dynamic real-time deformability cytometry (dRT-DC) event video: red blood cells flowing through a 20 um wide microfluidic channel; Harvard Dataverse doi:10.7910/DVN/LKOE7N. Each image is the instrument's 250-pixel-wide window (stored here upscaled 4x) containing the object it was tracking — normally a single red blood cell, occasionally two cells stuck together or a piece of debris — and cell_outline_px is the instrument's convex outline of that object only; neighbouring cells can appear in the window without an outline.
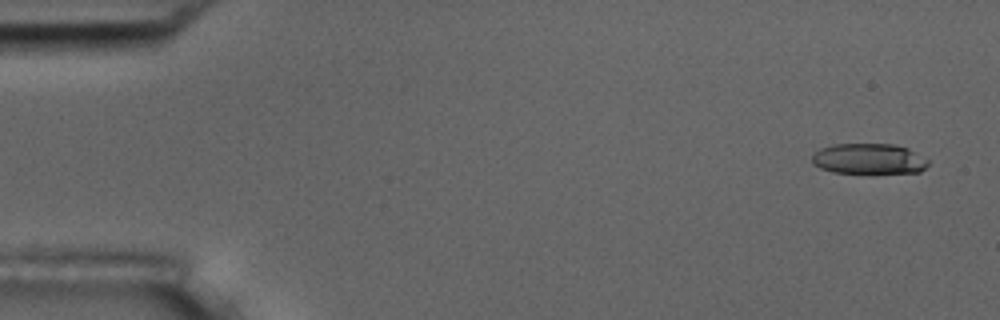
{"species": "common noctule bat (a hibernating species)", "species_latin": "Nyctalus noctula", "temperature_condition": "room temperature", "stored_images_in_passage": 5, "camera_frame_rate_fps": 3000, "um_per_image_px": 0.085, "animal": {"sex": "male", "body_mass_g": 17.5, "forearm_length_mm": 52.3}, "frame": {"image": 1, "passage_image": 1, "time_ms": 0.0, "image_size_px": [1000, 320], "cell_outline_px": [[928, 164], [920, 172], [832, 172], [820, 168], [812, 164], [812, 156], [820, 148], [832, 144], [892, 144], [908, 148], [928, 160]], "centroid_in_image_um": [73.81, 13.48], "position_along_channel_um": 11.2, "area_um2": 20.4}}
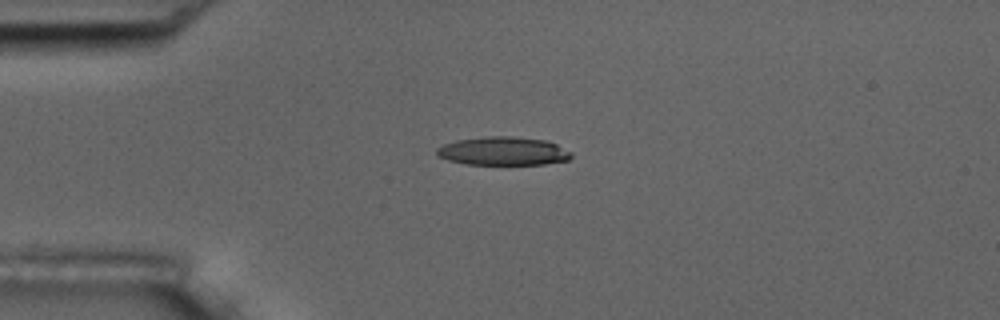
{"frame": {"image": 2, "passage_image": 4, "time_ms": 3.667, "image_size_px": [1000, 320], "cell_outline_px": [[572, 156], [568, 160], [544, 164], [468, 164], [448, 160], [440, 156], [436, 152], [436, 148], [444, 144], [456, 140], [488, 136], [512, 136], [544, 140], [556, 144], [572, 152]], "centroid_in_image_um": [42.78, 12.84], "position_along_channel_um": 42.2, "area_um2": 22.14}}